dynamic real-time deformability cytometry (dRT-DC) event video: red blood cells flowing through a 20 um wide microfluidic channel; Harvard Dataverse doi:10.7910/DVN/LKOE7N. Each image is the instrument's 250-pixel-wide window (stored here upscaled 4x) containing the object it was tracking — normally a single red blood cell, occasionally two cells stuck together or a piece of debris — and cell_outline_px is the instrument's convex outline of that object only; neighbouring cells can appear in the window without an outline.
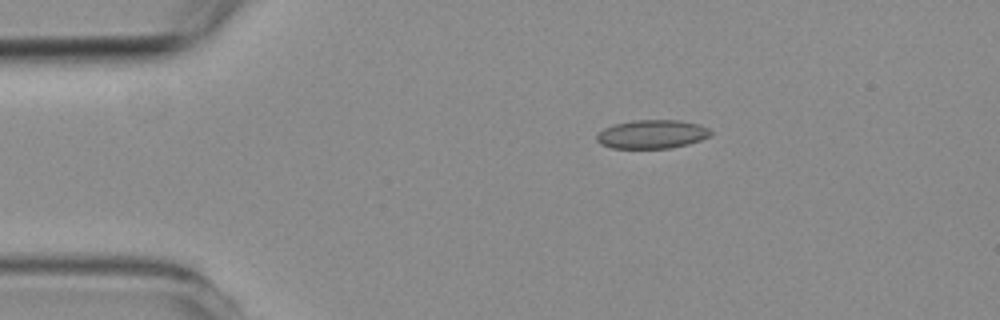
{"species": "common noctule bat (a hibernating species)", "species_latin": "Nyctalus noctula", "temperature_condition": "room temperature", "stored_images_in_passage": 5, "camera_frame_rate_fps": 3000, "um_per_image_px": 0.085, "animal": {"sex": "female", "body_mass_g": 19.3, "forearm_length_mm": 54.1}, "frame": {"image": 1, "passage_image": 1, "time_ms": 0.0, "image_size_px": [1000, 320], "cell_outline_px": [[712, 132], [708, 136], [700, 140], [688, 144], [668, 148], [612, 148], [600, 144], [596, 140], [596, 136], [604, 128], [616, 124], [632, 120], [680, 120], [700, 124], [708, 128]], "centroid_in_image_um": [55.42, 11.4], "position_along_channel_um": 29.6, "area_um2": 18.96}}
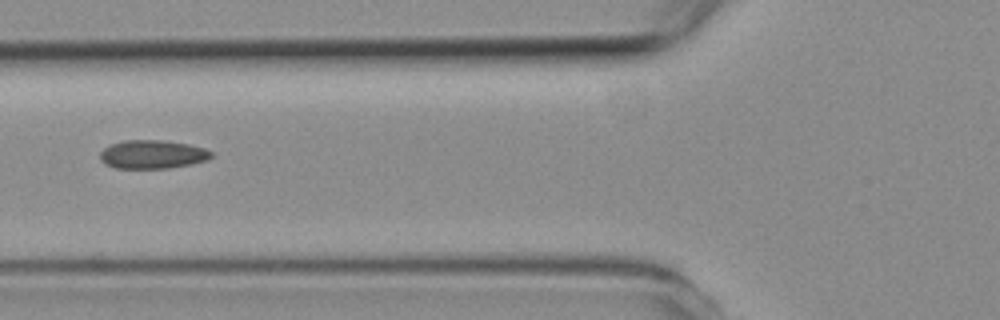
{"frame": {"image": 2, "passage_image": 4, "time_ms": 3.333, "image_size_px": [1000, 320], "cell_outline_px": [[212, 156], [208, 160], [192, 164], [168, 168], [116, 168], [104, 164], [100, 160], [100, 152], [104, 148], [112, 144], [124, 140], [160, 140], [188, 144], [204, 148], [212, 152]], "centroid_in_image_um": [12.95, 13.13], "position_along_channel_um": 112.8, "area_um2": 18.5}}
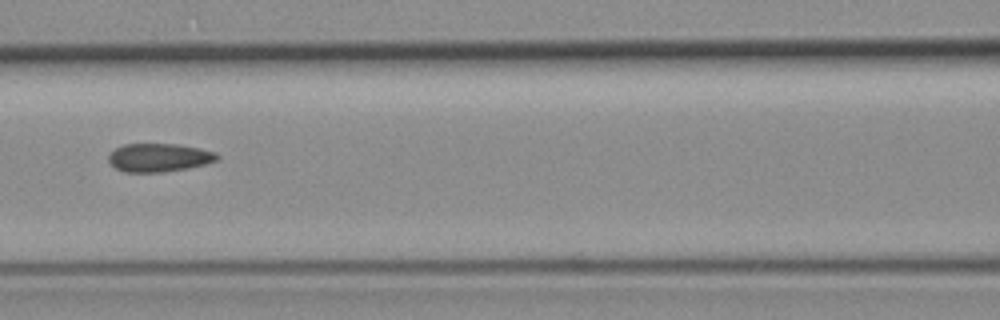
{"frame": {"image": 3, "passage_image": 5, "time_ms": 4.333, "image_size_px": [1000, 320], "cell_outline_px": [[220, 160], [188, 168], [164, 172], [124, 172], [116, 168], [108, 160], [108, 156], [116, 148], [124, 144], [172, 144], [200, 148], [216, 152], [220, 156]], "centroid_in_image_um": [13.55, 13.4], "position_along_channel_um": 153.1, "area_um2": 17.92}}